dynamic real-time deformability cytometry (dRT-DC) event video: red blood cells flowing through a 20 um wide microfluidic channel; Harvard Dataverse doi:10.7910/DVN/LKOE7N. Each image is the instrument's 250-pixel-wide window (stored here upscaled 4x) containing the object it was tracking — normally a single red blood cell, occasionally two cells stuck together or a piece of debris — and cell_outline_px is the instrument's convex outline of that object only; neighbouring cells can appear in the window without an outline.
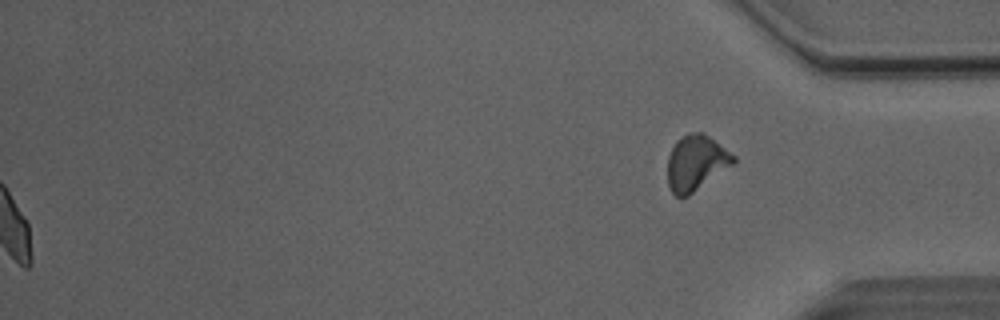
{"species": "Egyptian fruit bat (a non-hibernating species)", "species_latin": "Rousettus aegyptiacus", "temperature_condition": "room temperature", "stored_images_in_passage": 52, "segment_of_instrument_passage": [2, 2], "camera_frame_rate_fps": 3000, "um_per_image_px": 0.085, "animal": {"sex": "male"}, "frame": {"image": 1, "passage_image": 52, "time_ms": 17.0, "image_size_px": [1000, 320], "cell_outline_px": [[736, 160], [732, 164], [688, 196], [676, 196], [672, 192], [668, 184], [668, 156], [676, 140], [688, 132], [704, 132], [736, 156]], "centroid_in_image_um": [59.15, 13.81], "position_along_channel_um": 376.1, "area_um2": 21.04}}